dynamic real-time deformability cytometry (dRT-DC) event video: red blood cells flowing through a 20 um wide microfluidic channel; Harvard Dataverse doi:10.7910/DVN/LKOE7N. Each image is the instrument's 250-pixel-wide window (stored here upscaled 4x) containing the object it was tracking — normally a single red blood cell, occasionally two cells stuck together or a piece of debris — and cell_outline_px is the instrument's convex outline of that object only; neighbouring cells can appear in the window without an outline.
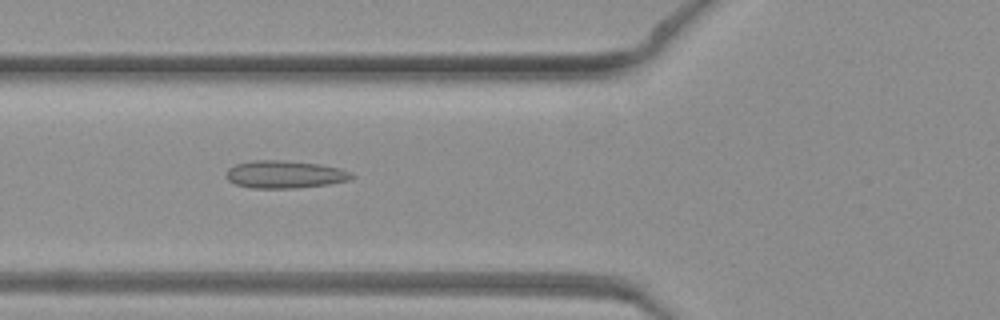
{"species": "common noctule bat (a hibernating species)", "species_latin": "Nyctalus noctula", "temperature_condition": "warm", "stored_images_in_passage": 46, "camera_frame_rate_fps": 3000, "um_per_image_px": 0.085, "animal": {"sex": "female", "body_mass_g": 19.3, "forearm_length_mm": 54.1}, "frame": {"image": 1, "passage_image": 17, "time_ms": 5.333, "image_size_px": [1000, 320], "cell_outline_px": [[356, 176], [348, 180], [328, 184], [296, 188], [252, 188], [236, 184], [228, 180], [224, 176], [224, 172], [228, 168], [236, 164], [252, 160], [284, 160], [320, 164], [340, 168], [352, 172]], "centroid_in_image_um": [24.19, 14.82], "position_along_channel_um": 101.6, "area_um2": 20.4}}
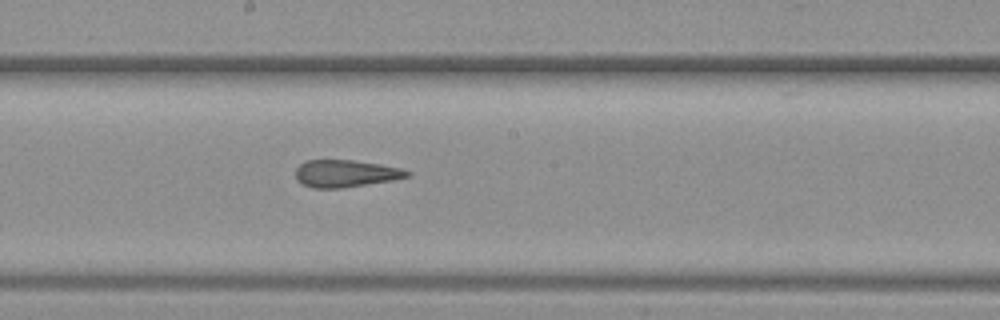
{"frame": {"image": 2, "passage_image": 25, "time_ms": 8.0, "image_size_px": [1000, 320], "cell_outline_px": [[412, 176], [392, 180], [340, 188], [312, 188], [296, 180], [296, 168], [304, 160], [352, 160], [380, 164], [400, 168], [412, 172]], "centroid_in_image_um": [29.38, 14.74], "position_along_channel_um": 218.8, "area_um2": 17.69}}
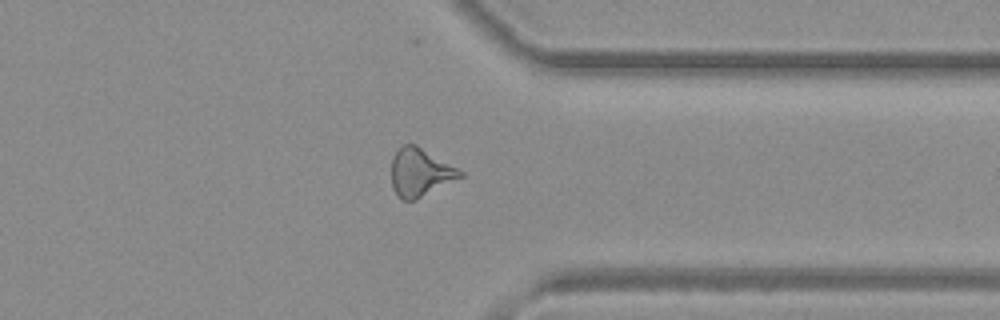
{"frame": {"image": 3, "passage_image": 36, "time_ms": 11.667, "image_size_px": [1000, 320], "cell_outline_px": [[464, 176], [412, 200], [400, 200], [392, 188], [392, 156], [404, 144], [416, 144], [464, 172]], "centroid_in_image_um": [35.69, 14.64], "position_along_channel_um": 375.7, "area_um2": 18.9}}